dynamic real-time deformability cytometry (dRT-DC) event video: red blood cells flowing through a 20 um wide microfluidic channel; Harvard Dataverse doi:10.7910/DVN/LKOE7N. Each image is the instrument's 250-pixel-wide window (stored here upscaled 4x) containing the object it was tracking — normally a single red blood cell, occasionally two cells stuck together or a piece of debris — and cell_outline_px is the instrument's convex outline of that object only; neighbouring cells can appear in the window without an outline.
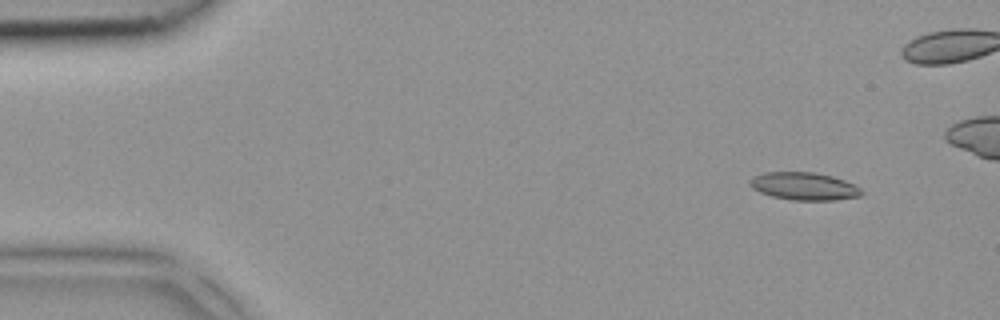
{"species": "common noctule bat (a hibernating species)", "species_latin": "Nyctalus noctula", "temperature_condition": "room temperature", "stored_images_in_passage": 4, "camera_frame_rate_fps": 3000, "um_per_image_px": 0.085, "animal": {"sex": "female", "body_mass_g": 18.4}, "frame": {"image": 1, "passage_image": 4, "time_ms": 1.0, "image_size_px": [1000, 320], "cell_outline_px": [[864, 192], [860, 196], [836, 200], [792, 200], [772, 196], [760, 192], [752, 188], [748, 184], [748, 180], [752, 176], [764, 172], [816, 172], [832, 176], [844, 180], [860, 188]], "centroid_in_image_um": [68.31, 15.82], "position_along_channel_um": 16.7, "area_um2": 18.15}}